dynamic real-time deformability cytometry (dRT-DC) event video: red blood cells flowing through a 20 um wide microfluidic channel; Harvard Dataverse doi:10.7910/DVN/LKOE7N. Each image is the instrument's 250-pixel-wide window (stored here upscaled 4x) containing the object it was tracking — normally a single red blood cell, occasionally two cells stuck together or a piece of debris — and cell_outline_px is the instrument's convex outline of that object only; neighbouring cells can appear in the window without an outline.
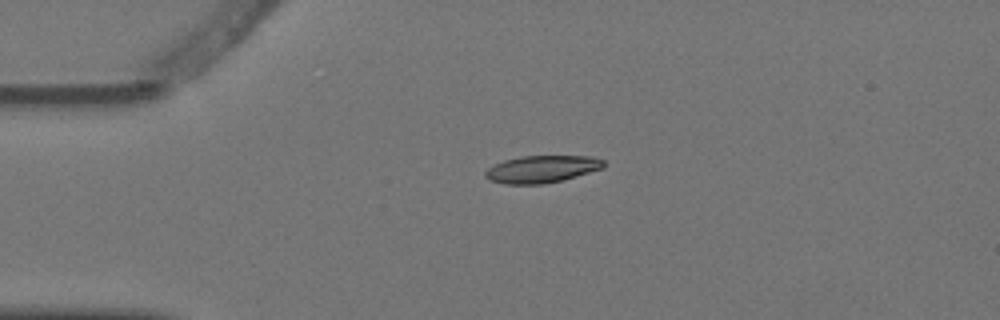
{"species": "Egyptian fruit bat (a non-hibernating species)", "species_latin": "Rousettus aegyptiacus", "temperature_condition": "warm", "stored_images_in_passage": 2, "camera_frame_rate_fps": 3000, "um_per_image_px": 0.085, "animal": {"sex": "female"}, "frame": {"image": 1, "passage_image": 1, "time_ms": 0.0, "image_size_px": [1000, 320], "cell_outline_px": [[604, 168], [564, 180], [544, 184], [504, 184], [488, 180], [484, 176], [484, 172], [488, 168], [504, 160], [520, 156], [592, 156], [604, 160]], "centroid_in_image_um": [46.05, 14.38], "position_along_channel_um": 38.9, "area_um2": 18.96}}